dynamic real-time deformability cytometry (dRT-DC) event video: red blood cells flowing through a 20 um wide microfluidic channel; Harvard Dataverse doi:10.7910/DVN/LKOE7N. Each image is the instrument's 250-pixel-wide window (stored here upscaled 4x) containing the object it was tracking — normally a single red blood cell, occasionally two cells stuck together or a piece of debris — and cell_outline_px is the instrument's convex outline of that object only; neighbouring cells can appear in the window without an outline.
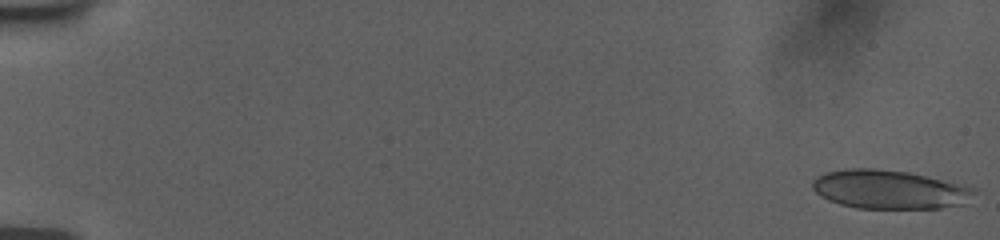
{"species": "human", "species_latin": "Homo sapiens", "temperature_condition": "room temperature", "stored_images_in_passage": 95, "camera_frame_rate_fps": 3000, "um_per_image_px": 0.085, "donor": {"sex": "female"}, "frame": {"image": 1, "passage_image": 3, "time_ms": 0.333, "image_size_px": [1000, 240], "cell_outline_px": [[960, 188], [940, 208], [856, 208], [840, 204], [828, 200], [816, 192], [812, 188], [812, 184], [820, 176], [832, 172], [900, 172], [920, 176], [936, 180]], "centroid_in_image_um": [75.09, 16.16], "position_along_channel_um": 9.9, "area_um2": 31.04}}
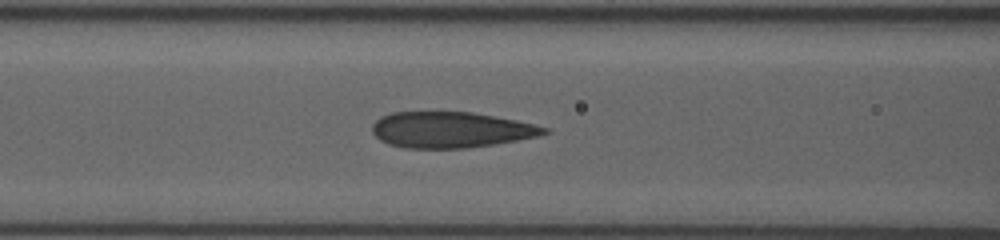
{"frame": {"image": 2, "passage_image": 55, "time_ms": 8.333, "image_size_px": [1000, 240], "cell_outline_px": [[548, 132], [536, 136], [516, 140], [468, 148], [404, 148], [388, 144], [380, 140], [372, 132], [372, 124], [380, 116], [392, 112], [472, 112], [516, 120], [548, 128]], "centroid_in_image_um": [38.25, 11.03], "position_along_channel_um": 128.3, "area_um2": 35.78}}
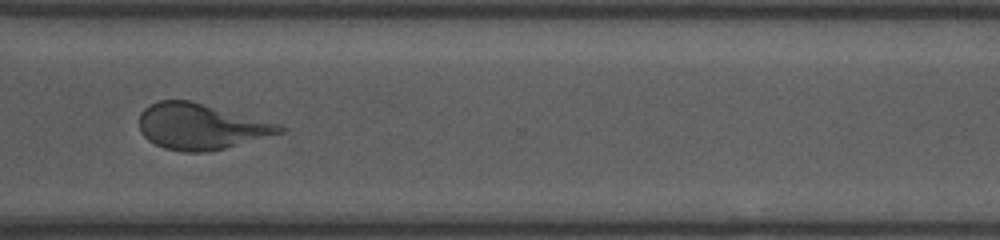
{"frame": {"image": 3, "passage_image": 94, "time_ms": 14.333, "image_size_px": [1000, 240], "cell_outline_px": [[288, 128], [284, 132], [224, 148], [208, 152], [184, 152], [164, 148], [148, 140], [140, 132], [140, 112], [148, 104], [156, 100], [188, 100], [280, 124]], "centroid_in_image_um": [17.04, 10.75], "position_along_channel_um": 353.6, "area_um2": 37.34}}